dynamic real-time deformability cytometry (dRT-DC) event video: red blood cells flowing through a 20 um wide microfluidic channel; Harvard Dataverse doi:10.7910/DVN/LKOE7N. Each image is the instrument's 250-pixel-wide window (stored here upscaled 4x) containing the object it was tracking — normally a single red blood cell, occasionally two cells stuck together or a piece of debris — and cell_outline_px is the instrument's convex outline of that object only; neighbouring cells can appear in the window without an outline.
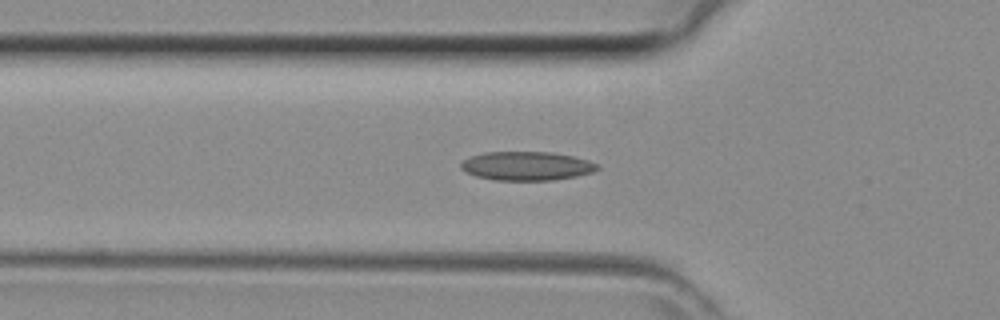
{"species": "common noctule bat (a hibernating species)", "species_latin": "Nyctalus noctula", "temperature_condition": "room temperature", "stored_images_in_passage": 28, "camera_frame_rate_fps": 3000, "um_per_image_px": 0.085, "animal": {"sex": "female", "body_mass_g": 29.2, "forearm_length_mm": 56.3}, "frame": {"image": 1, "passage_image": 4, "time_ms": 1.0, "image_size_px": [1000, 320], "cell_outline_px": [[600, 168], [596, 172], [576, 176], [552, 180], [492, 180], [476, 176], [460, 168], [460, 164], [464, 160], [472, 156], [484, 152], [548, 152], [572, 156], [588, 160], [600, 164]], "centroid_in_image_um": [44.81, 14.11], "position_along_channel_um": 81.0, "area_um2": 22.95}}
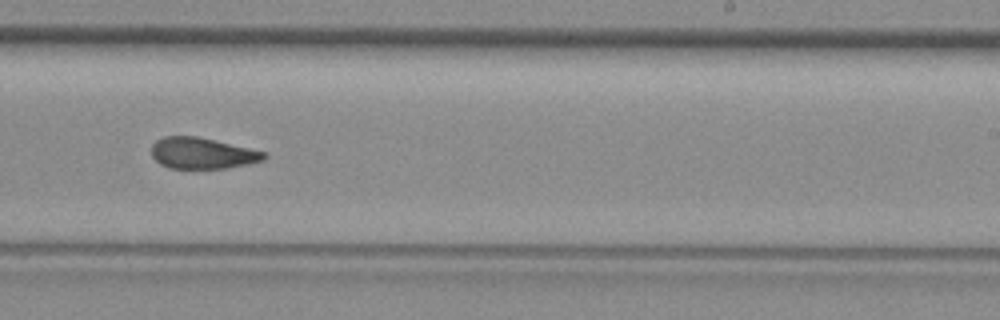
{"frame": {"image": 2, "passage_image": 16, "time_ms": 5.0, "image_size_px": [1000, 320], "cell_outline_px": [[268, 156], [264, 160], [248, 164], [228, 168], [168, 168], [160, 164], [152, 156], [152, 144], [156, 140], [164, 136], [196, 136], [268, 152]], "centroid_in_image_um": [17.22, 13.02], "position_along_channel_um": 271.8, "area_um2": 20.52}}
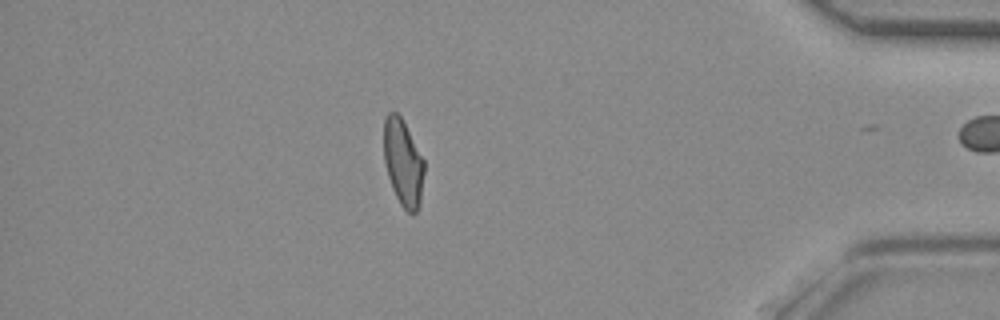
{"frame": {"image": 3, "passage_image": 27, "time_ms": 8.667, "image_size_px": [1000, 320], "cell_outline_px": [[424, 172], [420, 204], [416, 212], [408, 212], [400, 204], [392, 188], [388, 176], [384, 160], [384, 120], [388, 112], [396, 112], [400, 116], [424, 160]], "centroid_in_image_um": [34.26, 13.84], "position_along_channel_um": 400.9, "area_um2": 20.11}}